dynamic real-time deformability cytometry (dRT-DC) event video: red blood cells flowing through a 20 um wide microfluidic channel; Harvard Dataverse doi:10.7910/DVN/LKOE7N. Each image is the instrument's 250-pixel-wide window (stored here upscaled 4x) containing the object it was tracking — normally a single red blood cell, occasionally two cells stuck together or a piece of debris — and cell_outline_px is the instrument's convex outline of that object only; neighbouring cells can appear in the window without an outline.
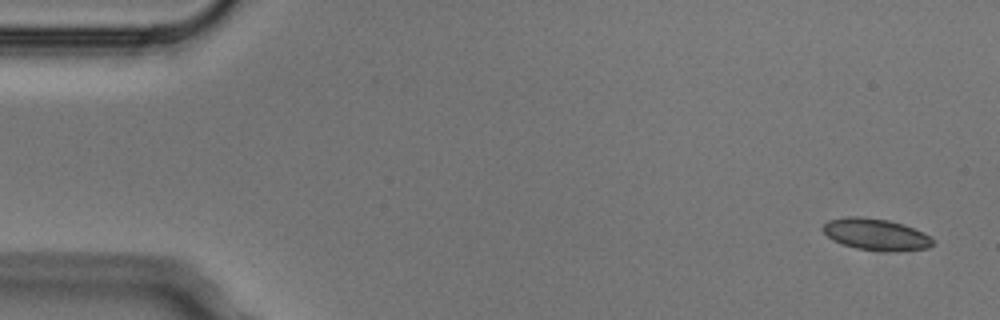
{"species": "Egyptian fruit bat (a non-hibernating species)", "species_latin": "Rousettus aegyptiacus", "temperature_condition": "cold", "stored_images_in_passage": 7, "camera_frame_rate_fps": 3000, "um_per_image_px": 0.085, "animal": {"sex": "male"}, "frame": {"image": 1, "passage_image": 1, "time_ms": 0.0, "image_size_px": [1000, 320], "cell_outline_px": [[936, 244], [928, 248], [896, 252], [888, 252], [856, 248], [840, 244], [832, 240], [824, 232], [824, 224], [828, 220], [848, 216], [860, 216], [888, 220], [924, 232], [932, 236]], "centroid_in_image_um": [74.49, 19.94], "position_along_channel_um": 10.5, "area_um2": 20.46}}
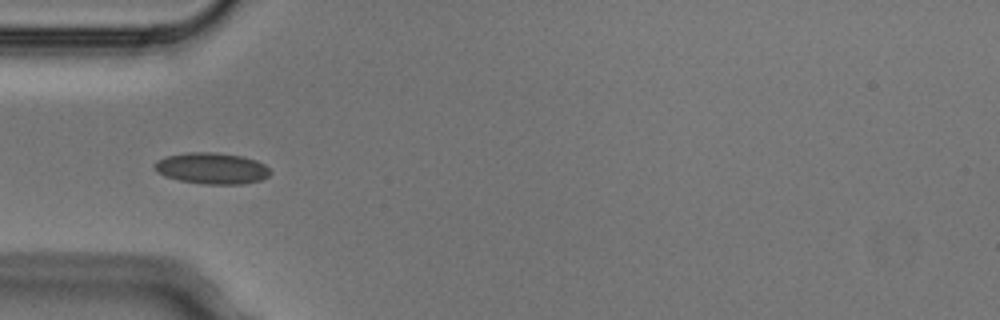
{"frame": {"image": 2, "passage_image": 5, "time_ms": 1.333, "image_size_px": [1000, 320], "cell_outline_px": [[272, 172], [268, 176], [260, 180], [244, 184], [204, 184], [180, 180], [164, 176], [152, 164], [156, 160], [164, 156], [188, 152], [216, 152], [240, 156], [256, 160], [264, 164]], "centroid_in_image_um": [18.0, 14.3], "position_along_channel_um": 67.0, "area_um2": 21.1}}
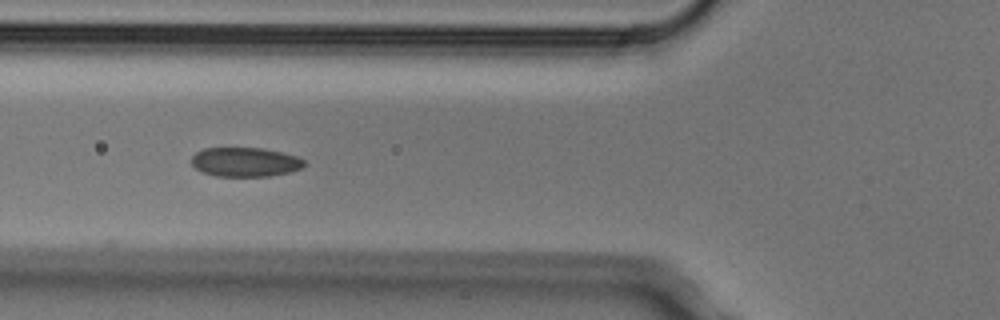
{"frame": {"image": 3, "passage_image": 6, "time_ms": 1.667, "image_size_px": [1000, 320], "cell_outline_px": [[304, 164], [300, 168], [288, 172], [268, 176], [216, 176], [204, 172], [196, 168], [192, 164], [192, 156], [196, 152], [204, 148], [264, 148], [296, 156], [304, 160]], "centroid_in_image_um": [20.81, 13.76], "position_along_channel_um": 105.0, "area_um2": 18.96}}